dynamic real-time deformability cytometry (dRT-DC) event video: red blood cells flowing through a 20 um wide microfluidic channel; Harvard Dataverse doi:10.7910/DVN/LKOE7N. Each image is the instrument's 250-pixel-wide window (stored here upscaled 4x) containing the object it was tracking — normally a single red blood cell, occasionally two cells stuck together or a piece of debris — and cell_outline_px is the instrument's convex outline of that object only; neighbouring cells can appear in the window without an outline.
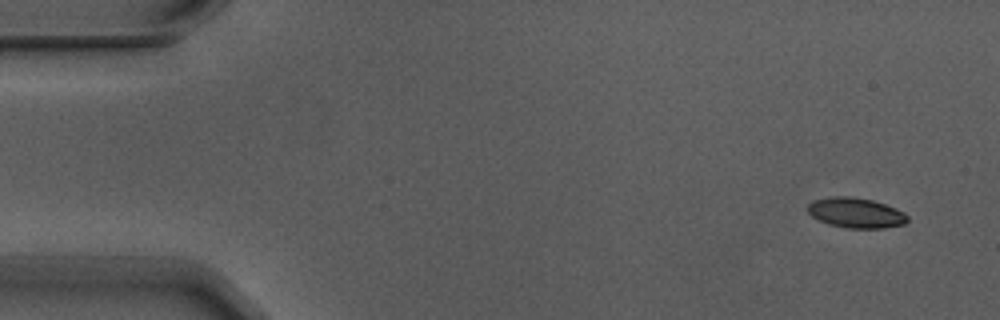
{"species": "Egyptian fruit bat (a non-hibernating species)", "species_latin": "Rousettus aegyptiacus", "temperature_condition": "warm", "stored_images_in_passage": 7, "camera_frame_rate_fps": 3000, "um_per_image_px": 0.085, "animal": {"sex": "male"}, "frame": {"image": 1, "passage_image": 2, "time_ms": 0.333, "image_size_px": [1000, 320], "cell_outline_px": [[908, 220], [904, 224], [884, 228], [844, 228], [828, 224], [812, 216], [808, 212], [808, 204], [812, 200], [836, 196], [852, 196], [872, 200], [896, 208], [904, 212], [908, 216]], "centroid_in_image_um": [72.75, 18.09], "position_along_channel_um": 12.2, "area_um2": 17.57}}
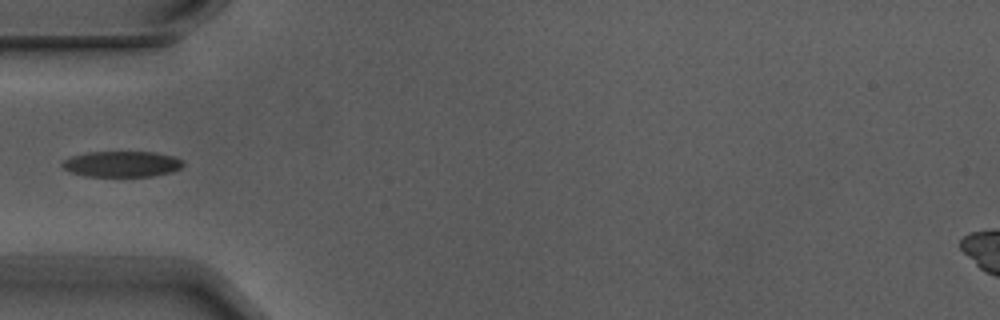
{"frame": {"image": 2, "passage_image": 6, "time_ms": 1.667, "image_size_px": [1000, 320], "cell_outline_px": [[184, 164], [180, 168], [172, 172], [152, 176], [84, 176], [72, 172], [64, 168], [60, 164], [64, 160], [72, 156], [88, 152], [156, 152], [172, 156], [184, 160]], "centroid_in_image_um": [10.38, 13.94], "position_along_channel_um": 74.6, "area_um2": 18.15}}